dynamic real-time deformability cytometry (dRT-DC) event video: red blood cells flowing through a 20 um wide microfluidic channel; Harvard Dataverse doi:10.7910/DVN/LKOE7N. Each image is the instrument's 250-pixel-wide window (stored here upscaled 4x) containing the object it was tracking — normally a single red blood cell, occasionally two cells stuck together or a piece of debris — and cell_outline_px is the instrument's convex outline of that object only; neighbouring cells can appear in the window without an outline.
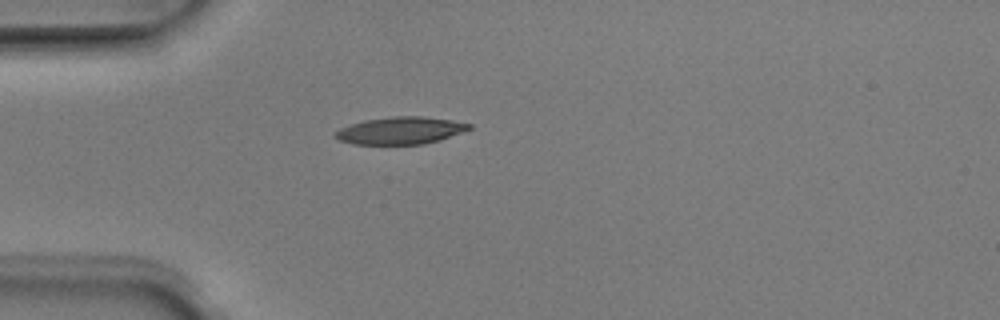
{"species": "Egyptian fruit bat (a non-hibernating species)", "species_latin": "Rousettus aegyptiacus", "temperature_condition": "room temperature", "stored_images_in_passage": 1, "camera_frame_rate_fps": 3000, "um_per_image_px": 0.085, "animal": {"sex": "male"}, "frame": {"image": 1, "passage_image": 1, "time_ms": 0.0, "image_size_px": [1000, 320], "cell_outline_px": [[472, 128], [440, 140], [424, 144], [352, 144], [340, 140], [332, 136], [332, 132], [340, 128], [364, 120], [392, 116], [420, 116], [452, 120], [472, 124]], "centroid_in_image_um": [34.01, 11.09], "position_along_channel_um": 51.0, "area_um2": 21.33}}